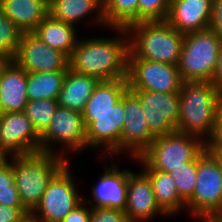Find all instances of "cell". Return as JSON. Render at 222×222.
Wrapping results in <instances>:
<instances>
[{"label": "cell", "mask_w": 222, "mask_h": 222, "mask_svg": "<svg viewBox=\"0 0 222 222\" xmlns=\"http://www.w3.org/2000/svg\"><path fill=\"white\" fill-rule=\"evenodd\" d=\"M58 107L56 99L28 101L23 113L30 119L35 130L41 136L49 127Z\"/></svg>", "instance_id": "28"}, {"label": "cell", "mask_w": 222, "mask_h": 222, "mask_svg": "<svg viewBox=\"0 0 222 222\" xmlns=\"http://www.w3.org/2000/svg\"><path fill=\"white\" fill-rule=\"evenodd\" d=\"M105 23L110 28H127L138 22V0H103Z\"/></svg>", "instance_id": "27"}, {"label": "cell", "mask_w": 222, "mask_h": 222, "mask_svg": "<svg viewBox=\"0 0 222 222\" xmlns=\"http://www.w3.org/2000/svg\"><path fill=\"white\" fill-rule=\"evenodd\" d=\"M8 60H9V59L0 56V72H1V69L3 68L4 64H5Z\"/></svg>", "instance_id": "40"}, {"label": "cell", "mask_w": 222, "mask_h": 222, "mask_svg": "<svg viewBox=\"0 0 222 222\" xmlns=\"http://www.w3.org/2000/svg\"><path fill=\"white\" fill-rule=\"evenodd\" d=\"M27 71L9 59L0 72V113L23 112L28 97Z\"/></svg>", "instance_id": "19"}, {"label": "cell", "mask_w": 222, "mask_h": 222, "mask_svg": "<svg viewBox=\"0 0 222 222\" xmlns=\"http://www.w3.org/2000/svg\"><path fill=\"white\" fill-rule=\"evenodd\" d=\"M92 189V200H85L95 208H112L124 211L127 205V183L130 170L120 171L118 166L111 163ZM95 202V203H94Z\"/></svg>", "instance_id": "17"}, {"label": "cell", "mask_w": 222, "mask_h": 222, "mask_svg": "<svg viewBox=\"0 0 222 222\" xmlns=\"http://www.w3.org/2000/svg\"><path fill=\"white\" fill-rule=\"evenodd\" d=\"M25 222H35L31 218H28Z\"/></svg>", "instance_id": "42"}, {"label": "cell", "mask_w": 222, "mask_h": 222, "mask_svg": "<svg viewBox=\"0 0 222 222\" xmlns=\"http://www.w3.org/2000/svg\"><path fill=\"white\" fill-rule=\"evenodd\" d=\"M123 103L125 119L121 134V153L125 150L135 159L156 137L149 130L139 99L129 89L123 94Z\"/></svg>", "instance_id": "15"}, {"label": "cell", "mask_w": 222, "mask_h": 222, "mask_svg": "<svg viewBox=\"0 0 222 222\" xmlns=\"http://www.w3.org/2000/svg\"><path fill=\"white\" fill-rule=\"evenodd\" d=\"M128 57L178 65L184 34L166 20L140 21L126 28Z\"/></svg>", "instance_id": "3"}, {"label": "cell", "mask_w": 222, "mask_h": 222, "mask_svg": "<svg viewBox=\"0 0 222 222\" xmlns=\"http://www.w3.org/2000/svg\"><path fill=\"white\" fill-rule=\"evenodd\" d=\"M52 143H59L70 153L87 148L86 127L81 112L58 106L47 130L41 135V152L67 157L65 149L57 152ZM54 148V149H53ZM66 156V157H65Z\"/></svg>", "instance_id": "9"}, {"label": "cell", "mask_w": 222, "mask_h": 222, "mask_svg": "<svg viewBox=\"0 0 222 222\" xmlns=\"http://www.w3.org/2000/svg\"><path fill=\"white\" fill-rule=\"evenodd\" d=\"M89 222H131L124 211L112 208L91 207Z\"/></svg>", "instance_id": "33"}, {"label": "cell", "mask_w": 222, "mask_h": 222, "mask_svg": "<svg viewBox=\"0 0 222 222\" xmlns=\"http://www.w3.org/2000/svg\"><path fill=\"white\" fill-rule=\"evenodd\" d=\"M205 146H222V101L217 109L213 133L206 139Z\"/></svg>", "instance_id": "37"}, {"label": "cell", "mask_w": 222, "mask_h": 222, "mask_svg": "<svg viewBox=\"0 0 222 222\" xmlns=\"http://www.w3.org/2000/svg\"><path fill=\"white\" fill-rule=\"evenodd\" d=\"M0 204L24 207L14 184L12 165L7 160L0 165Z\"/></svg>", "instance_id": "31"}, {"label": "cell", "mask_w": 222, "mask_h": 222, "mask_svg": "<svg viewBox=\"0 0 222 222\" xmlns=\"http://www.w3.org/2000/svg\"><path fill=\"white\" fill-rule=\"evenodd\" d=\"M13 60L27 72L69 70V57L49 47L33 33H23Z\"/></svg>", "instance_id": "14"}, {"label": "cell", "mask_w": 222, "mask_h": 222, "mask_svg": "<svg viewBox=\"0 0 222 222\" xmlns=\"http://www.w3.org/2000/svg\"><path fill=\"white\" fill-rule=\"evenodd\" d=\"M30 212L25 207H11L0 204V222H25Z\"/></svg>", "instance_id": "34"}, {"label": "cell", "mask_w": 222, "mask_h": 222, "mask_svg": "<svg viewBox=\"0 0 222 222\" xmlns=\"http://www.w3.org/2000/svg\"><path fill=\"white\" fill-rule=\"evenodd\" d=\"M0 151L7 157L41 152V136L23 112L0 113Z\"/></svg>", "instance_id": "13"}, {"label": "cell", "mask_w": 222, "mask_h": 222, "mask_svg": "<svg viewBox=\"0 0 222 222\" xmlns=\"http://www.w3.org/2000/svg\"><path fill=\"white\" fill-rule=\"evenodd\" d=\"M23 32L0 9V56L13 59Z\"/></svg>", "instance_id": "30"}, {"label": "cell", "mask_w": 222, "mask_h": 222, "mask_svg": "<svg viewBox=\"0 0 222 222\" xmlns=\"http://www.w3.org/2000/svg\"><path fill=\"white\" fill-rule=\"evenodd\" d=\"M48 0H0V9L23 32L32 33L49 14Z\"/></svg>", "instance_id": "20"}, {"label": "cell", "mask_w": 222, "mask_h": 222, "mask_svg": "<svg viewBox=\"0 0 222 222\" xmlns=\"http://www.w3.org/2000/svg\"><path fill=\"white\" fill-rule=\"evenodd\" d=\"M171 0H138V22L166 20Z\"/></svg>", "instance_id": "32"}, {"label": "cell", "mask_w": 222, "mask_h": 222, "mask_svg": "<svg viewBox=\"0 0 222 222\" xmlns=\"http://www.w3.org/2000/svg\"><path fill=\"white\" fill-rule=\"evenodd\" d=\"M179 95L176 131L199 136L205 142L213 133L222 92L213 82L197 81L183 82Z\"/></svg>", "instance_id": "2"}, {"label": "cell", "mask_w": 222, "mask_h": 222, "mask_svg": "<svg viewBox=\"0 0 222 222\" xmlns=\"http://www.w3.org/2000/svg\"><path fill=\"white\" fill-rule=\"evenodd\" d=\"M221 42L222 38L209 28L184 34L178 63L183 82H213Z\"/></svg>", "instance_id": "6"}, {"label": "cell", "mask_w": 222, "mask_h": 222, "mask_svg": "<svg viewBox=\"0 0 222 222\" xmlns=\"http://www.w3.org/2000/svg\"><path fill=\"white\" fill-rule=\"evenodd\" d=\"M13 168L14 184L23 206L31 213L53 177L68 163L60 155L36 152L6 159Z\"/></svg>", "instance_id": "4"}, {"label": "cell", "mask_w": 222, "mask_h": 222, "mask_svg": "<svg viewBox=\"0 0 222 222\" xmlns=\"http://www.w3.org/2000/svg\"><path fill=\"white\" fill-rule=\"evenodd\" d=\"M204 148L205 142L199 136L175 131L157 136L135 160L142 163V169L170 173L191 162Z\"/></svg>", "instance_id": "7"}, {"label": "cell", "mask_w": 222, "mask_h": 222, "mask_svg": "<svg viewBox=\"0 0 222 222\" xmlns=\"http://www.w3.org/2000/svg\"><path fill=\"white\" fill-rule=\"evenodd\" d=\"M99 80L69 68L58 96V106L83 112Z\"/></svg>", "instance_id": "22"}, {"label": "cell", "mask_w": 222, "mask_h": 222, "mask_svg": "<svg viewBox=\"0 0 222 222\" xmlns=\"http://www.w3.org/2000/svg\"><path fill=\"white\" fill-rule=\"evenodd\" d=\"M142 171L152 183L156 204L167 216L177 215L180 210L186 209V203L179 197L170 173L153 169H142Z\"/></svg>", "instance_id": "24"}, {"label": "cell", "mask_w": 222, "mask_h": 222, "mask_svg": "<svg viewBox=\"0 0 222 222\" xmlns=\"http://www.w3.org/2000/svg\"><path fill=\"white\" fill-rule=\"evenodd\" d=\"M117 37L77 40L69 68L99 81L127 78L129 36L126 28H111ZM118 33L120 36H118Z\"/></svg>", "instance_id": "1"}, {"label": "cell", "mask_w": 222, "mask_h": 222, "mask_svg": "<svg viewBox=\"0 0 222 222\" xmlns=\"http://www.w3.org/2000/svg\"><path fill=\"white\" fill-rule=\"evenodd\" d=\"M208 28L222 38V0H212V15Z\"/></svg>", "instance_id": "36"}, {"label": "cell", "mask_w": 222, "mask_h": 222, "mask_svg": "<svg viewBox=\"0 0 222 222\" xmlns=\"http://www.w3.org/2000/svg\"><path fill=\"white\" fill-rule=\"evenodd\" d=\"M48 4L49 15L56 20L76 26L94 12L92 22L106 26L103 0H48Z\"/></svg>", "instance_id": "21"}, {"label": "cell", "mask_w": 222, "mask_h": 222, "mask_svg": "<svg viewBox=\"0 0 222 222\" xmlns=\"http://www.w3.org/2000/svg\"><path fill=\"white\" fill-rule=\"evenodd\" d=\"M202 222H217V221L202 220Z\"/></svg>", "instance_id": "43"}, {"label": "cell", "mask_w": 222, "mask_h": 222, "mask_svg": "<svg viewBox=\"0 0 222 222\" xmlns=\"http://www.w3.org/2000/svg\"><path fill=\"white\" fill-rule=\"evenodd\" d=\"M75 27L48 14L32 33L49 47L58 49L70 57L78 40Z\"/></svg>", "instance_id": "23"}, {"label": "cell", "mask_w": 222, "mask_h": 222, "mask_svg": "<svg viewBox=\"0 0 222 222\" xmlns=\"http://www.w3.org/2000/svg\"><path fill=\"white\" fill-rule=\"evenodd\" d=\"M68 70L53 72H27V97L29 101L58 99Z\"/></svg>", "instance_id": "26"}, {"label": "cell", "mask_w": 222, "mask_h": 222, "mask_svg": "<svg viewBox=\"0 0 222 222\" xmlns=\"http://www.w3.org/2000/svg\"><path fill=\"white\" fill-rule=\"evenodd\" d=\"M128 89L153 92H179L183 83L178 65L128 57Z\"/></svg>", "instance_id": "10"}, {"label": "cell", "mask_w": 222, "mask_h": 222, "mask_svg": "<svg viewBox=\"0 0 222 222\" xmlns=\"http://www.w3.org/2000/svg\"><path fill=\"white\" fill-rule=\"evenodd\" d=\"M212 0H171L166 21L182 34L208 29Z\"/></svg>", "instance_id": "18"}, {"label": "cell", "mask_w": 222, "mask_h": 222, "mask_svg": "<svg viewBox=\"0 0 222 222\" xmlns=\"http://www.w3.org/2000/svg\"><path fill=\"white\" fill-rule=\"evenodd\" d=\"M67 163L51 180L39 204L30 213L35 222H61L84 199ZM82 197V198H81Z\"/></svg>", "instance_id": "8"}, {"label": "cell", "mask_w": 222, "mask_h": 222, "mask_svg": "<svg viewBox=\"0 0 222 222\" xmlns=\"http://www.w3.org/2000/svg\"><path fill=\"white\" fill-rule=\"evenodd\" d=\"M186 208L200 221L222 219V168L205 148L197 155L196 184Z\"/></svg>", "instance_id": "5"}, {"label": "cell", "mask_w": 222, "mask_h": 222, "mask_svg": "<svg viewBox=\"0 0 222 222\" xmlns=\"http://www.w3.org/2000/svg\"><path fill=\"white\" fill-rule=\"evenodd\" d=\"M131 222H145L157 215L167 216L156 204L152 183L143 172H131L127 183V205L124 210Z\"/></svg>", "instance_id": "16"}, {"label": "cell", "mask_w": 222, "mask_h": 222, "mask_svg": "<svg viewBox=\"0 0 222 222\" xmlns=\"http://www.w3.org/2000/svg\"><path fill=\"white\" fill-rule=\"evenodd\" d=\"M205 149L211 153L222 168V146H205Z\"/></svg>", "instance_id": "39"}, {"label": "cell", "mask_w": 222, "mask_h": 222, "mask_svg": "<svg viewBox=\"0 0 222 222\" xmlns=\"http://www.w3.org/2000/svg\"><path fill=\"white\" fill-rule=\"evenodd\" d=\"M128 90L127 78L99 81L82 113L109 112Z\"/></svg>", "instance_id": "25"}, {"label": "cell", "mask_w": 222, "mask_h": 222, "mask_svg": "<svg viewBox=\"0 0 222 222\" xmlns=\"http://www.w3.org/2000/svg\"><path fill=\"white\" fill-rule=\"evenodd\" d=\"M7 159V156L0 151V165Z\"/></svg>", "instance_id": "41"}, {"label": "cell", "mask_w": 222, "mask_h": 222, "mask_svg": "<svg viewBox=\"0 0 222 222\" xmlns=\"http://www.w3.org/2000/svg\"><path fill=\"white\" fill-rule=\"evenodd\" d=\"M140 101L150 132L162 136L176 131L180 118L179 92L158 93L142 89H129Z\"/></svg>", "instance_id": "12"}, {"label": "cell", "mask_w": 222, "mask_h": 222, "mask_svg": "<svg viewBox=\"0 0 222 222\" xmlns=\"http://www.w3.org/2000/svg\"><path fill=\"white\" fill-rule=\"evenodd\" d=\"M213 83L219 88L222 92V42L219 49V57L217 62V67L213 77Z\"/></svg>", "instance_id": "38"}, {"label": "cell", "mask_w": 222, "mask_h": 222, "mask_svg": "<svg viewBox=\"0 0 222 222\" xmlns=\"http://www.w3.org/2000/svg\"><path fill=\"white\" fill-rule=\"evenodd\" d=\"M175 182L179 197L186 203L194 193L197 178V156L183 167H178L170 172Z\"/></svg>", "instance_id": "29"}, {"label": "cell", "mask_w": 222, "mask_h": 222, "mask_svg": "<svg viewBox=\"0 0 222 222\" xmlns=\"http://www.w3.org/2000/svg\"><path fill=\"white\" fill-rule=\"evenodd\" d=\"M85 203V204H84ZM86 201H82L61 222H89L91 217V206H86Z\"/></svg>", "instance_id": "35"}, {"label": "cell", "mask_w": 222, "mask_h": 222, "mask_svg": "<svg viewBox=\"0 0 222 222\" xmlns=\"http://www.w3.org/2000/svg\"><path fill=\"white\" fill-rule=\"evenodd\" d=\"M86 127L87 148H100L106 155L121 154V134L125 108L122 98L104 113H82Z\"/></svg>", "instance_id": "11"}]
</instances>
